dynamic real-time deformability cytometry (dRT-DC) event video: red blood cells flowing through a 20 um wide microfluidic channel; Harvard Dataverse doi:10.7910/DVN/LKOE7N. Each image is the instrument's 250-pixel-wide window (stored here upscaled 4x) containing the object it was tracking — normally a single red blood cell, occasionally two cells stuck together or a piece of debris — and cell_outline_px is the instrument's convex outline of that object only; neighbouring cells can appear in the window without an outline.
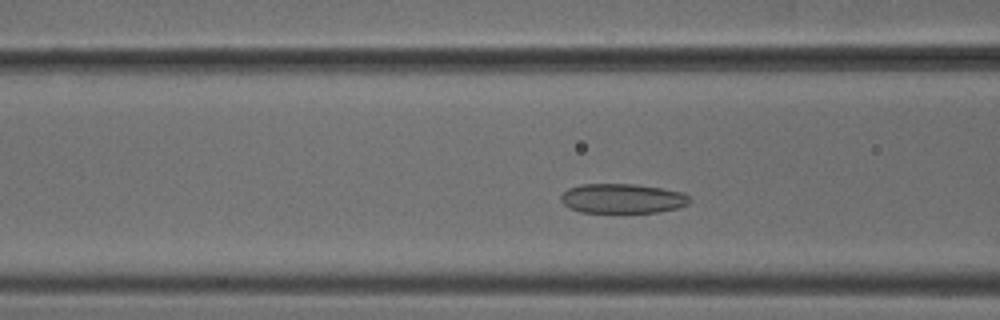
{"species": "common noctule bat (a hibernating species)", "species_latin": "Nyctalus noctula", "temperature_condition": "cold", "stored_images_in_passage": 44, "camera_frame_rate_fps": 3000, "um_per_image_px": 0.085, "animal": {"sex": "male", "body_mass_g": 18.8}, "frame": {"image": 1, "passage_image": 12, "time_ms": 3.667, "image_size_px": [1000, 320], "cell_outline_px": [[692, 200], [688, 204], [680, 208], [656, 212], [580, 212], [568, 208], [560, 200], [560, 196], [568, 188], [580, 184], [636, 184], [684, 192]], "centroid_in_image_um": [52.91, 16.87], "position_along_channel_um": 113.7, "area_um2": 22.37}}
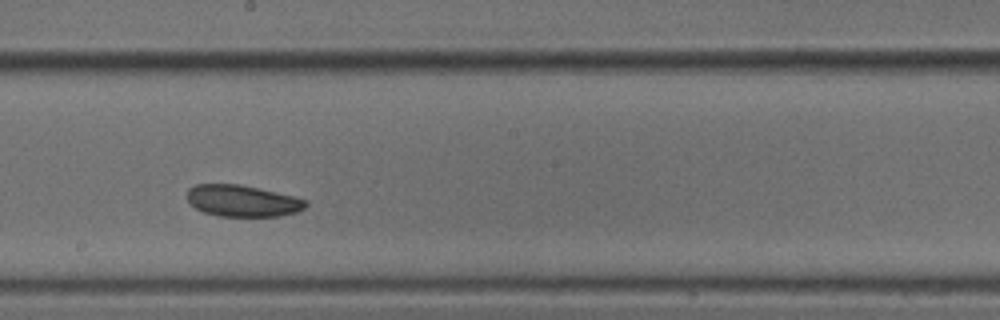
{"frame": {"image": 2, "passage_image": 21, "time_ms": 6.667, "image_size_px": [1000, 320], "cell_outline_px": [[308, 204], [304, 208], [296, 212], [280, 216], [220, 216], [204, 212], [196, 208], [188, 200], [188, 188], [196, 184], [240, 184], [260, 188], [296, 196], [308, 200]], "centroid_in_image_um": [20.66, 17.06], "position_along_channel_um": 227.5, "area_um2": 21.91}}
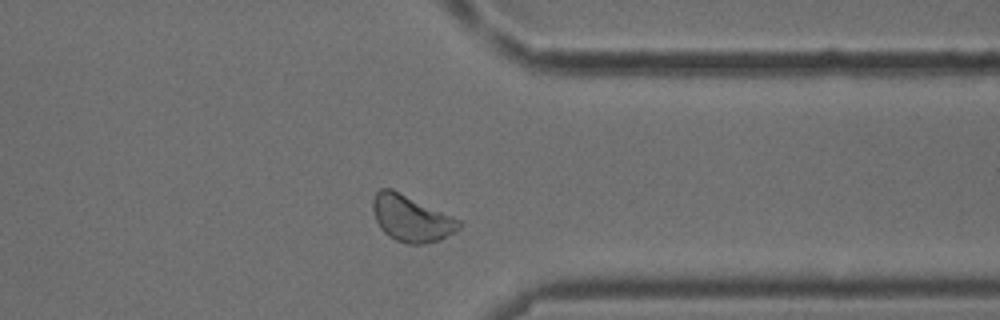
{"frame": {"image": 3, "passage_image": 33, "time_ms": 10.667, "image_size_px": [1000, 320], "cell_outline_px": [[464, 224], [460, 228], [440, 240], [420, 244], [408, 244], [396, 240], [388, 236], [380, 228], [376, 220], [372, 208], [372, 200], [376, 192], [380, 188], [392, 188], [452, 216], [460, 220]], "centroid_in_image_um": [34.94, 18.56], "position_along_channel_um": 376.5, "area_um2": 23.24}, "authors_computed_cell_mechanics": {"area_um2": 22.6287, "velocity_mm_per_s": 3.8004, "shape_relaxation_time_tau1_ms": 2.0766, "shape_relaxation_time_tau2_ms": 2.2082, "deformation_change_tau1": 0.0381, "deformation_change_tau2": 0.0607}}